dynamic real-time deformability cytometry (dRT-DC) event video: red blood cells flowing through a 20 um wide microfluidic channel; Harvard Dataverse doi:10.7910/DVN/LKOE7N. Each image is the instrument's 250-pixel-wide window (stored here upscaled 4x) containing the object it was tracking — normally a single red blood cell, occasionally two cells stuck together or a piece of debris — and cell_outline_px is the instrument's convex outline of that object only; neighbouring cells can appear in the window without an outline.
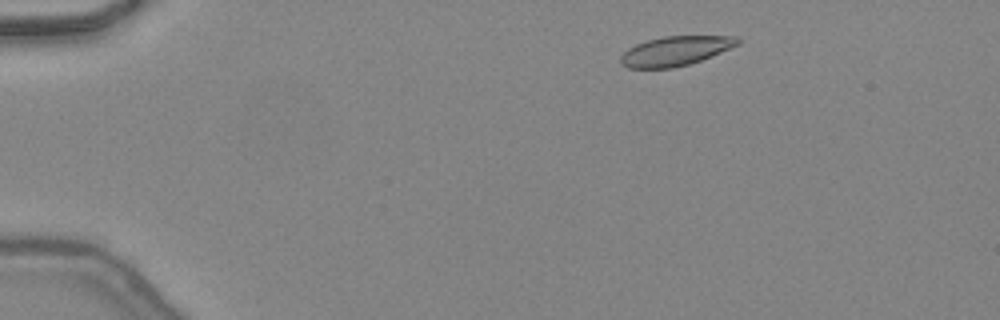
{"species": "common noctule bat (a hibernating species)", "species_latin": "Nyctalus noctula", "temperature_condition": "warm", "stored_images_in_passage": 40, "camera_frame_rate_fps": 3000, "um_per_image_px": 0.085, "animal": {"sex": "female", "body_mass_g": 24.6, "forearm_length_mm": 56.2}, "frame": {"image": 1, "passage_image": 1, "time_ms": 0.0, "image_size_px": [1000, 320], "cell_outline_px": [[740, 44], [700, 60], [688, 64], [672, 68], [628, 68], [620, 64], [620, 56], [628, 48], [636, 44], [648, 40], [664, 36], [736, 36], [740, 40]], "centroid_in_image_um": [57.38, 4.33], "position_along_channel_um": 27.6, "area_um2": 19.94}}
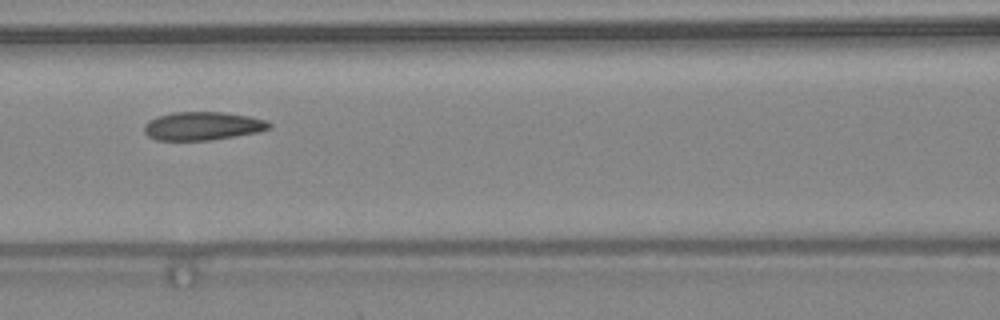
{"frame": {"image": 2, "passage_image": 15, "time_ms": 4.667, "image_size_px": [1000, 320], "cell_outline_px": [[272, 128], [256, 132], [236, 136], [208, 140], [156, 140], [148, 136], [144, 132], [144, 124], [148, 120], [156, 116], [172, 112], [224, 112], [248, 116], [268, 120], [272, 124]], "centroid_in_image_um": [17.21, 10.7], "position_along_channel_um": 149.4, "area_um2": 20.81}}
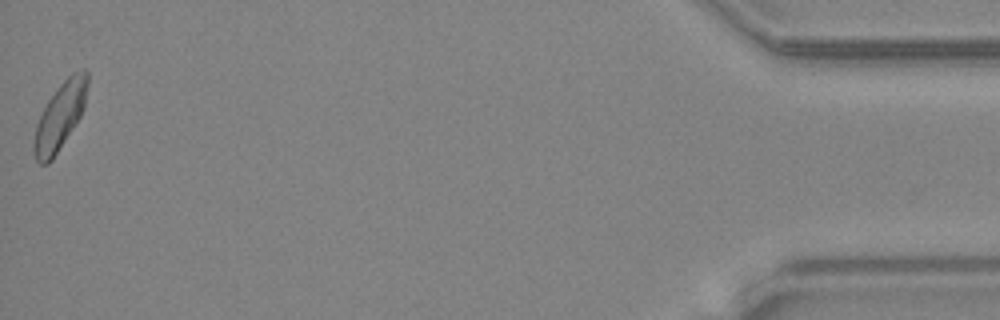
{"frame": {"image": 3, "passage_image": 40, "time_ms": 13.0, "image_size_px": [1000, 320], "cell_outline_px": [[88, 84], [84, 108], [80, 116], [52, 160], [48, 164], [40, 164], [36, 160], [32, 148], [32, 144], [36, 124], [48, 100], [56, 88], [72, 72], [84, 68], [88, 72]], "centroid_in_image_um": [5.09, 9.86], "position_along_channel_um": 430.1, "area_um2": 20.87}, "authors_computed_cell_mechanics": {"area_um2": 20.8369, "velocity_mm_per_s": 4.4251, "shape_relaxation_time_tau1_ms": null, "shape_relaxation_time_tau2_ms": 2.6644, "deformation_change_tau1": null, "deformation_change_tau2": 0.0628}}